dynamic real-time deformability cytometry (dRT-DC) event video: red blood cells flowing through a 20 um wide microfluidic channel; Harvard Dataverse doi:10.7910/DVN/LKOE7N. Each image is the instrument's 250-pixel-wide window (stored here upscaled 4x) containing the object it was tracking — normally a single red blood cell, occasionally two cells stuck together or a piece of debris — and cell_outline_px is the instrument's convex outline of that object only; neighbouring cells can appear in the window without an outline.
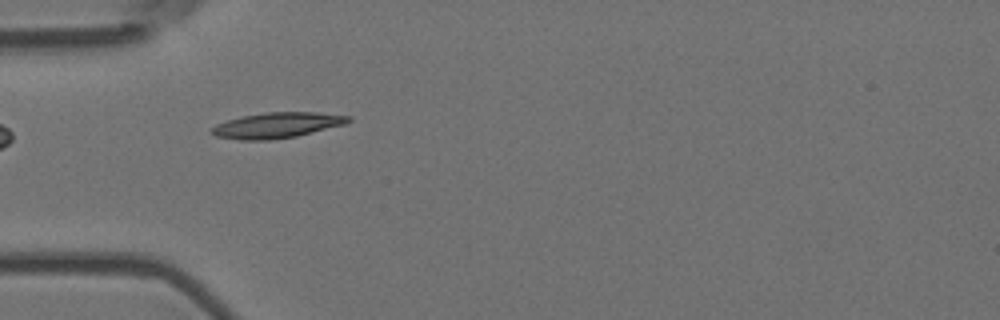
{"species": "Egyptian fruit bat (a non-hibernating species)", "species_latin": "Rousettus aegyptiacus", "temperature_condition": "room temperature", "stored_images_in_passage": 6, "camera_frame_rate_fps": 3000, "um_per_image_px": 0.085, "animal": {"sex": "female"}, "frame": {"image": 1, "passage_image": 5, "time_ms": 1.333, "image_size_px": [1000, 320], "cell_outline_px": [[352, 120], [348, 124], [296, 136], [268, 140], [240, 140], [216, 136], [212, 132], [212, 128], [216, 124], [240, 116], [264, 112], [316, 112], [352, 116]], "centroid_in_image_um": [23.6, 10.63], "position_along_channel_um": 61.4, "area_um2": 20.46}}
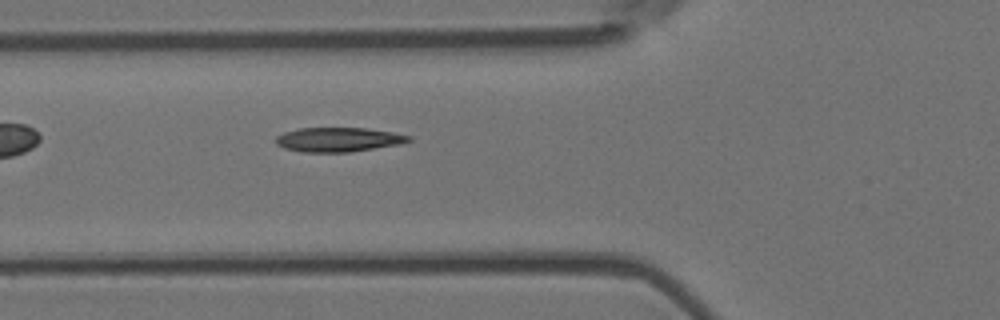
{"frame": {"image": 2, "passage_image": 6, "time_ms": 1.667, "image_size_px": [1000, 320], "cell_outline_px": [[412, 140], [400, 144], [348, 152], [300, 152], [284, 148], [276, 144], [276, 136], [284, 132], [300, 128], [364, 128], [392, 132], [412, 136]], "centroid_in_image_um": [28.75, 11.86], "position_along_channel_um": 97.1, "area_um2": 18.79}}